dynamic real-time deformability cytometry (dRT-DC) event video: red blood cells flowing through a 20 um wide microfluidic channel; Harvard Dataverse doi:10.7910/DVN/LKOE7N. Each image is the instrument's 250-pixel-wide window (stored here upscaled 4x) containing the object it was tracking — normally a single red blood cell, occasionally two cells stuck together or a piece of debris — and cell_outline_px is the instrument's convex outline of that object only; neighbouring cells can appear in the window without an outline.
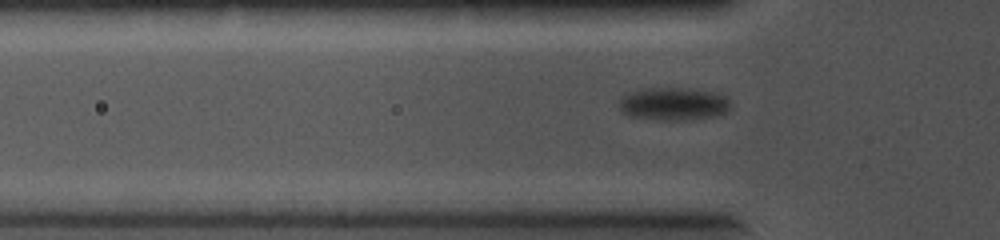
{"species": "common noctule bat (a hibernating species)", "species_latin": "Nyctalus noctula", "temperature_condition": "cold", "stored_images_in_passage": 49, "camera_frame_rate_fps": 5000, "um_per_image_px": 0.085, "animal": {"sex": "female", "body_mass_g": 19.0, "forearm_length_mm": 56.7}, "frame": {"image": 1, "passage_image": 8, "time_ms": 1.4, "image_size_px": [1000, 240], "cell_outline_px": [[732, 108], [728, 112], [720, 116], [684, 120], [660, 120], [628, 116], [620, 108], [620, 96], [628, 92], [640, 88], [688, 88], [716, 92], [724, 96], [732, 104]], "centroid_in_image_um": [57.28, 8.83], "position_along_channel_um": 68.5, "area_um2": 21.85}}
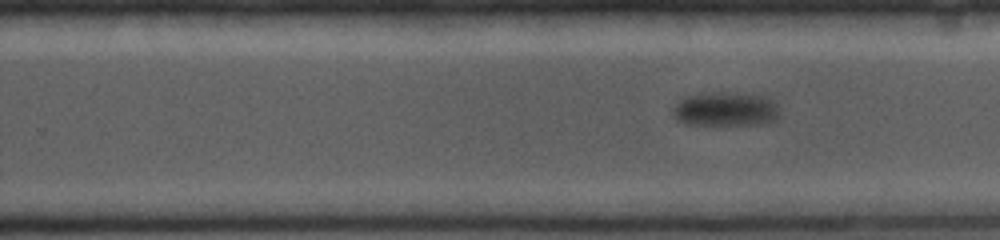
{"frame": {"image": 2, "passage_image": 31, "time_ms": 6.0, "image_size_px": [1000, 240], "cell_outline_px": [[780, 116], [776, 120], [760, 124], [688, 124], [676, 120], [672, 116], [672, 108], [680, 100], [688, 96], [720, 92], [760, 96], [776, 104]], "centroid_in_image_um": [61.63, 9.3], "position_along_channel_um": 268.2, "area_um2": 20.69}}
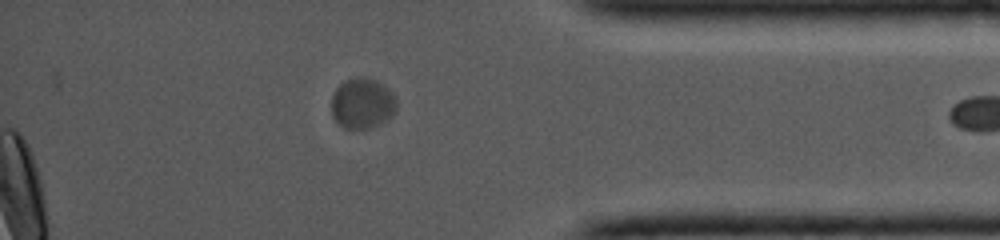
{"frame": {"image": 3, "passage_image": 48, "time_ms": 9.4, "image_size_px": [1000, 240], "cell_outline_px": [[396, 112], [392, 116], [380, 124], [368, 128], [352, 132], [344, 128], [332, 116], [332, 96], [336, 88], [344, 80], [356, 76], [368, 76], [376, 80], [388, 88], [396, 96]], "centroid_in_image_um": [30.81, 8.79], "position_along_channel_um": 404.4, "area_um2": 19.77}}